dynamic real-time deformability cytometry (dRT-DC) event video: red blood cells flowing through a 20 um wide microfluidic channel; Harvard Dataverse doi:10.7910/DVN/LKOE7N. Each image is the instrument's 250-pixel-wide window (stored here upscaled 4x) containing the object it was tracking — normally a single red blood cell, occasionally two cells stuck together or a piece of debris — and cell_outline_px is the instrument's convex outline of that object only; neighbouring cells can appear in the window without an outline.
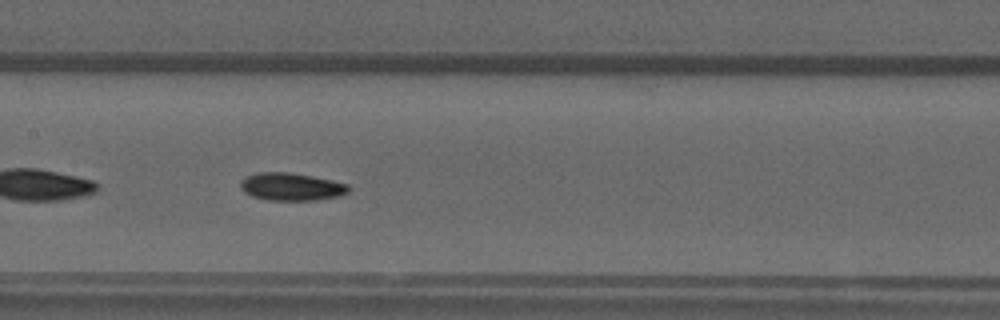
{"species": "common noctule bat (a hibernating species)", "species_latin": "Nyctalus noctula", "temperature_condition": "warm", "stored_images_in_passage": 55, "camera_frame_rate_fps": 3000, "um_per_image_px": 0.085, "animal": {"sex": "male", "forearm_length_mm": 52.5}, "frame": {"image": 1, "passage_image": 26, "time_ms": 8.333, "image_size_px": [1000, 320], "cell_outline_px": [[348, 192], [340, 196], [316, 200], [268, 200], [252, 196], [244, 192], [240, 188], [240, 180], [244, 176], [260, 172], [288, 172], [312, 176], [332, 180], [348, 184]], "centroid_in_image_um": [24.73, 15.87], "position_along_channel_um": 182.7, "area_um2": 17.51}}
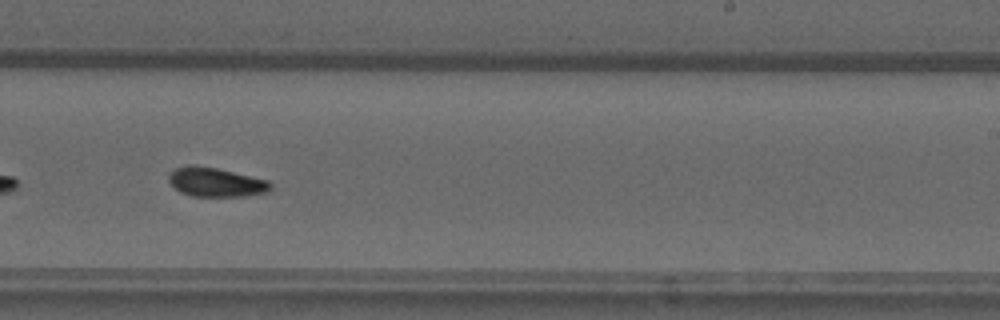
{"frame": {"image": 2, "passage_image": 33, "time_ms": 10.667, "image_size_px": [1000, 320], "cell_outline_px": [[272, 188], [268, 192], [244, 196], [192, 196], [180, 192], [168, 180], [168, 176], [176, 168], [188, 164], [192, 164], [216, 168], [268, 180], [272, 184]], "centroid_in_image_um": [18.35, 15.48], "position_along_channel_um": 270.6, "area_um2": 17.22}}
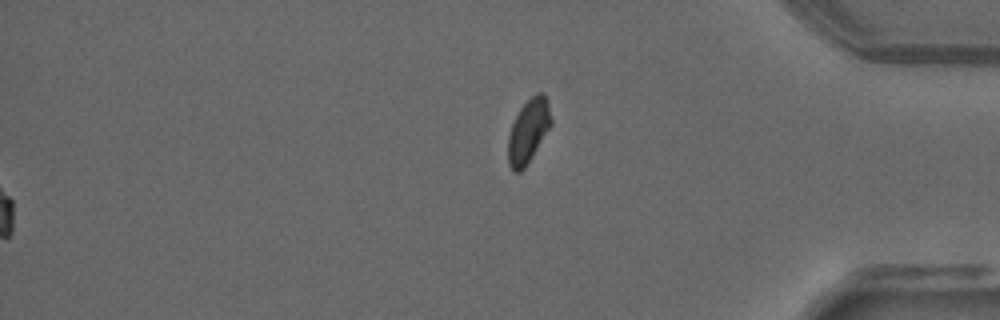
{"frame": {"image": 3, "passage_image": 55, "time_ms": 18.0, "image_size_px": [1000, 320], "cell_outline_px": [[552, 124], [532, 156], [524, 168], [520, 172], [512, 172], [508, 164], [508, 136], [512, 124], [520, 108], [536, 92], [544, 92], [548, 100], [552, 120]], "centroid_in_image_um": [44.91, 11.12], "position_along_channel_um": 390.3, "area_um2": 16.01}, "authors_computed_cell_mechanics": {"area_um2": 17.34, "velocity_mm_per_s": 3.8022, "shape_relaxation_time_tau1_ms": 6.7855, "shape_relaxation_time_tau2_ms": null, "deformation_change_tau1": 0.1573, "deformation_change_tau2": null}}